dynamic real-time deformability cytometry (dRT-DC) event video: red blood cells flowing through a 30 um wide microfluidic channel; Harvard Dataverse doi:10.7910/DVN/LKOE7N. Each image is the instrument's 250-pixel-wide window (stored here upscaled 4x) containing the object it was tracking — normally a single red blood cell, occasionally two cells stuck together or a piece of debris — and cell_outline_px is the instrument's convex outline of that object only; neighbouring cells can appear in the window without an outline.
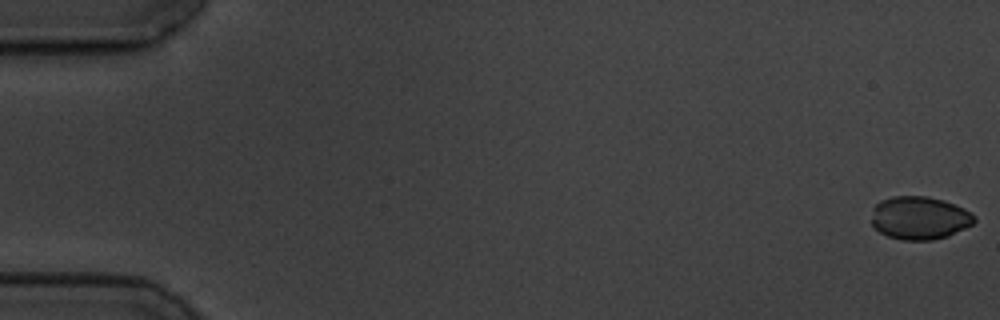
{"species": "common noctule bat (a hibernating species)", "species_latin": "Nyctalus noctula", "temperature_condition": "cold", "stored_images_in_passage": 58, "camera_frame_rate_fps": 3000, "um_per_image_px": 0.085, "animal": {"sex": "male", "body_mass_g": 19.5, "forearm_length_mm": 54.6}, "frame": {"image": 1, "passage_image": 1, "time_ms": 0.0, "image_size_px": [1000, 320], "cell_outline_px": [[976, 220], [972, 224], [948, 236], [932, 240], [904, 240], [888, 236], [880, 232], [872, 224], [872, 208], [880, 200], [892, 196], [928, 196], [944, 200], [964, 208], [972, 212], [976, 216]], "centroid_in_image_um": [78.16, 18.51], "position_along_channel_um": 6.8, "area_um2": 25.95}}
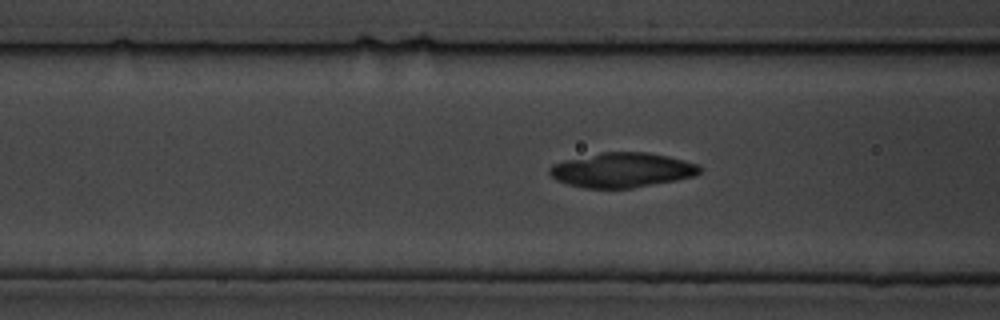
{"frame": {"image": 2, "passage_image": 23, "time_ms": 7.333, "image_size_px": [1000, 320], "cell_outline_px": [[700, 172], [692, 176], [676, 180], [632, 188], [584, 188], [568, 184], [556, 180], [548, 172], [548, 168], [552, 164], [564, 160], [604, 152], [648, 152], [668, 156], [684, 160], [696, 164], [700, 168]], "centroid_in_image_um": [52.83, 14.45], "position_along_channel_um": 113.8, "area_um2": 30.17}}
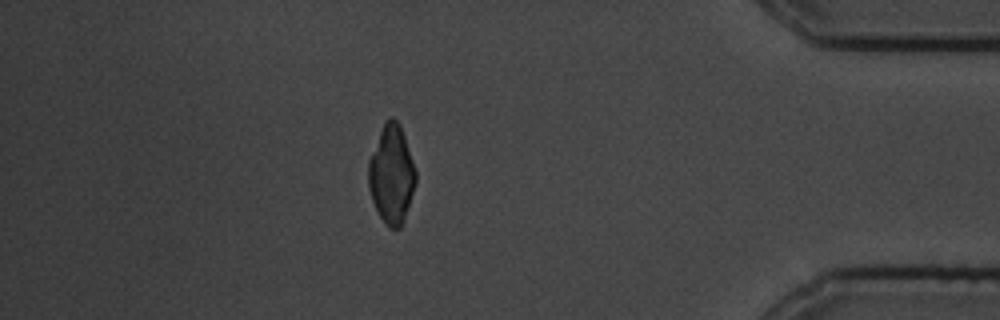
{"frame": {"image": 3, "passage_image": 51, "time_ms": 16.667, "image_size_px": [1000, 320], "cell_outline_px": [[416, 180], [404, 220], [400, 228], [388, 228], [380, 216], [372, 200], [368, 188], [368, 160], [384, 120], [388, 116], [392, 116], [400, 124], [416, 172]], "centroid_in_image_um": [33.25, 14.79], "position_along_channel_um": 401.9, "area_um2": 27.05}, "authors_computed_cell_mechanics": {"area_um2": 27.9174, "velocity_mm_per_s": 3.4883, "shape_relaxation_time_tau1_ms": 4.2597, "shape_relaxation_time_tau2_ms": 3.9308, "deformation_change_tau1": 0.1299, "deformation_change_tau2": 0.0542}}